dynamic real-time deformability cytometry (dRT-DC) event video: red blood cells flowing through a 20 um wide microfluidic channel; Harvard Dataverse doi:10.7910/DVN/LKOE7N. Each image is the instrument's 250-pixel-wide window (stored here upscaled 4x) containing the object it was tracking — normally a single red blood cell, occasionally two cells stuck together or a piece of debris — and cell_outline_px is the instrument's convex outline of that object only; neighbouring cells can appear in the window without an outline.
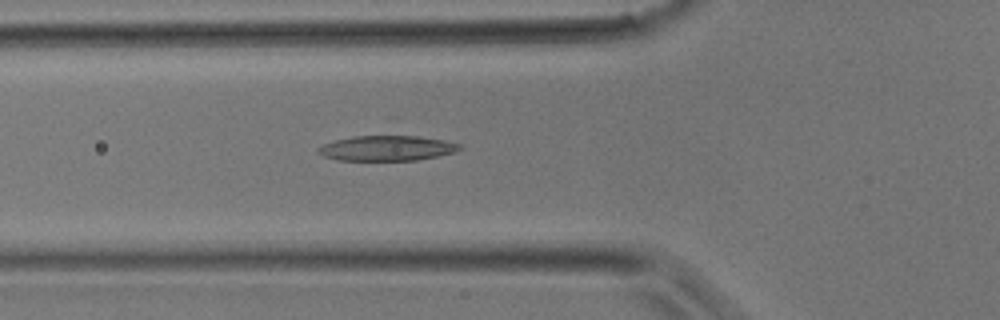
{"species": "common noctule bat (a hibernating species)", "species_latin": "Nyctalus noctula", "temperature_condition": "room temperature", "stored_images_in_passage": 30, "camera_frame_rate_fps": 3000, "um_per_image_px": 0.085, "animal": {"sex": "male", "body_mass_g": 17.9}, "frame": {"image": 1, "passage_image": 12, "time_ms": 3.667, "image_size_px": [1000, 320], "cell_outline_px": [[464, 148], [456, 152], [440, 156], [416, 160], [336, 160], [324, 156], [316, 152], [316, 148], [324, 144], [336, 140], [352, 136], [420, 136], [444, 140], [464, 144]], "centroid_in_image_um": [32.95, 12.59], "position_along_channel_um": 92.9, "area_um2": 20.98}}
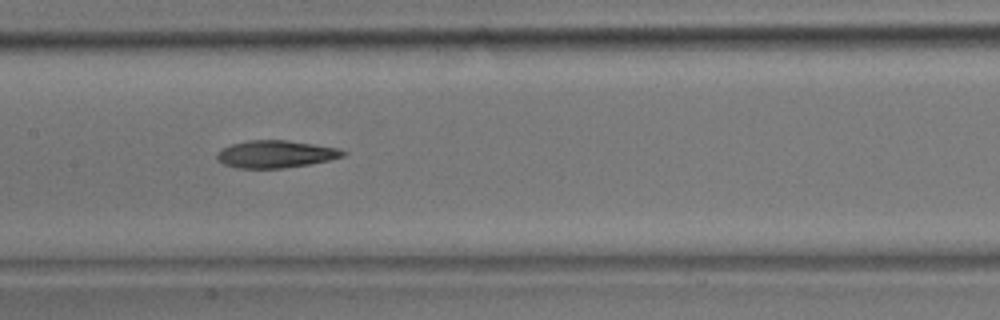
{"frame": {"image": 2, "passage_image": 17, "time_ms": 5.333, "image_size_px": [1000, 320], "cell_outline_px": [[348, 152], [344, 156], [312, 164], [284, 168], [236, 168], [224, 164], [216, 156], [216, 152], [232, 144], [248, 140], [288, 140], [340, 148]], "centroid_in_image_um": [23.47, 13.1], "position_along_channel_um": 183.9, "area_um2": 20.17}}
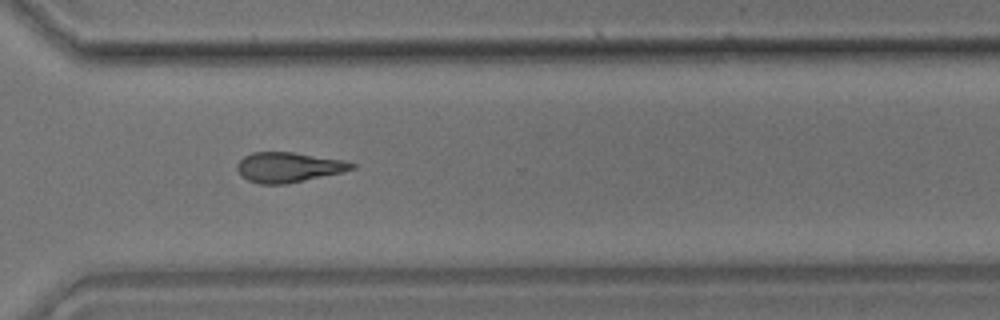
{"frame": {"image": 3, "passage_image": 26, "time_ms": 8.333, "image_size_px": [1000, 320], "cell_outline_px": [[356, 168], [340, 172], [288, 184], [260, 184], [248, 180], [240, 176], [236, 168], [236, 164], [244, 156], [252, 152], [292, 152], [344, 160], [356, 164]], "centroid_in_image_um": [24.48, 14.22], "position_along_channel_um": 346.1, "area_um2": 20.06}}